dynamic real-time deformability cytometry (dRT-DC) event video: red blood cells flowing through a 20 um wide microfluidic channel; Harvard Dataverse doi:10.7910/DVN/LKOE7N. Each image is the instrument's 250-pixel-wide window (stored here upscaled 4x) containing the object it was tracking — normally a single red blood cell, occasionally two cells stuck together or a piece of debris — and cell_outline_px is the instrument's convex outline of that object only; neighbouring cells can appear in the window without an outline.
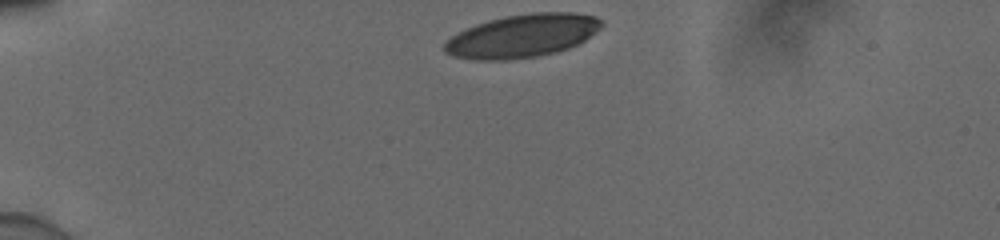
{"species": "human", "species_latin": "Homo sapiens", "temperature_condition": "cold", "stored_images_in_passage": 29, "camera_frame_rate_fps": 3000, "um_per_image_px": 0.085, "donor": {"sex": "male"}, "frame": {"image": 1, "passage_image": 1, "time_ms": 0.0, "image_size_px": [1000, 240], "cell_outline_px": [[604, 24], [600, 28], [584, 40], [568, 48], [556, 52], [536, 56], [504, 60], [476, 60], [452, 56], [444, 52], [444, 44], [456, 32], [476, 24], [488, 20], [504, 16], [532, 12], [572, 12], [596, 16]], "centroid_in_image_um": [44.37, 3.04], "position_along_channel_um": 40.6, "area_um2": 39.42}}
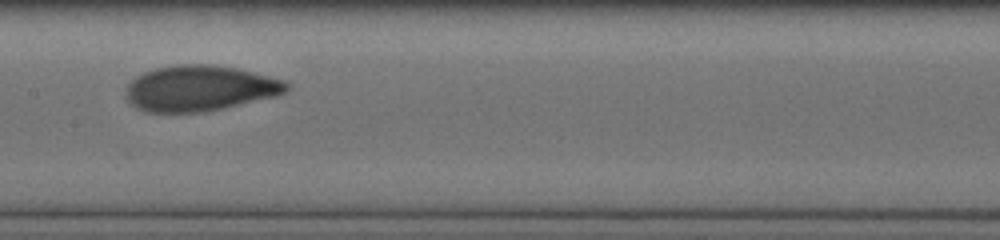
{"frame": {"image": 2, "passage_image": 17, "time_ms": 5.333, "image_size_px": [1000, 240], "cell_outline_px": [[288, 88], [284, 92], [276, 96], [204, 112], [144, 112], [136, 108], [128, 100], [128, 84], [136, 76], [144, 72], [156, 68], [176, 64], [212, 64], [236, 68], [284, 80], [288, 84]], "centroid_in_image_um": [16.97, 7.5], "position_along_channel_um": 190.4, "area_um2": 42.43}}
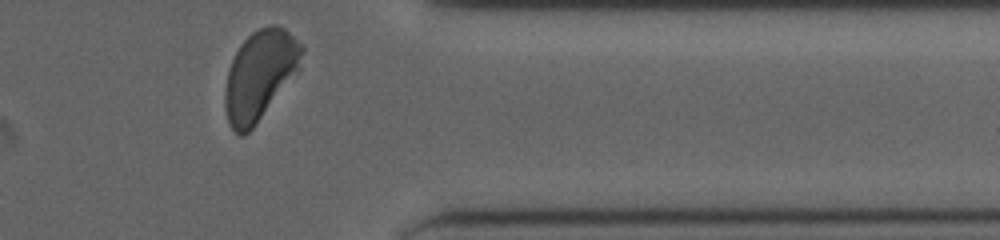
{"frame": {"image": 3, "passage_image": 29, "time_ms": 9.333, "image_size_px": [1000, 240], "cell_outline_px": [[304, 52], [300, 68], [256, 124], [244, 136], [240, 136], [232, 128], [228, 120], [224, 104], [224, 92], [228, 68], [240, 44], [252, 32], [268, 24], [276, 24], [284, 28], [304, 44]], "centroid_in_image_um": [22.1, 6.35], "position_along_channel_um": 389.3, "area_um2": 40.11}, "authors_computed_cell_mechanics": {"area_um2": 41.327, "velocity_mm_per_s": 3.9354, "shape_relaxation_time_tau1_ms": 5.0284, "shape_relaxation_time_tau2_ms": 0.9415, "deformation_change_tau1": 0.214, "deformation_change_tau2": 0.0564}}